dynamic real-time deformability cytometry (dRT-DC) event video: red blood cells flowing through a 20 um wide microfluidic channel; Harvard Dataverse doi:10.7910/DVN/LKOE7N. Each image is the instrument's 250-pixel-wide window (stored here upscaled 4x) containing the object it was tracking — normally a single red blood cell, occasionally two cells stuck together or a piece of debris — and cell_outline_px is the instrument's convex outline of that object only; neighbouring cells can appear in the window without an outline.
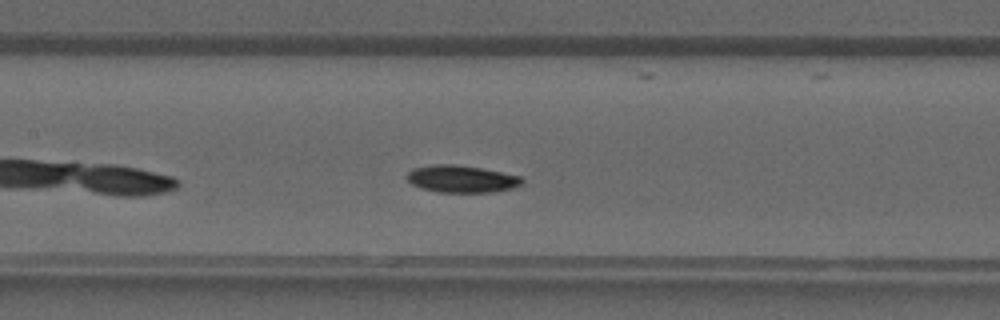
{"species": "common noctule bat (a hibernating species)", "species_latin": "Nyctalus noctula", "temperature_condition": "warm", "stored_images_in_passage": 30, "camera_frame_rate_fps": 3000, "um_per_image_px": 0.085, "animal": {"sex": "male", "forearm_length_mm": 52.5}, "frame": {"image": 1, "passage_image": 9, "time_ms": 2.667, "image_size_px": [1000, 320], "cell_outline_px": [[524, 184], [512, 188], [492, 192], [440, 192], [420, 188], [412, 184], [408, 180], [408, 172], [412, 168], [436, 164], [456, 164], [480, 168], [520, 176], [524, 180]], "centroid_in_image_um": [39.24, 15.21], "position_along_channel_um": 168.2, "area_um2": 18.15}}
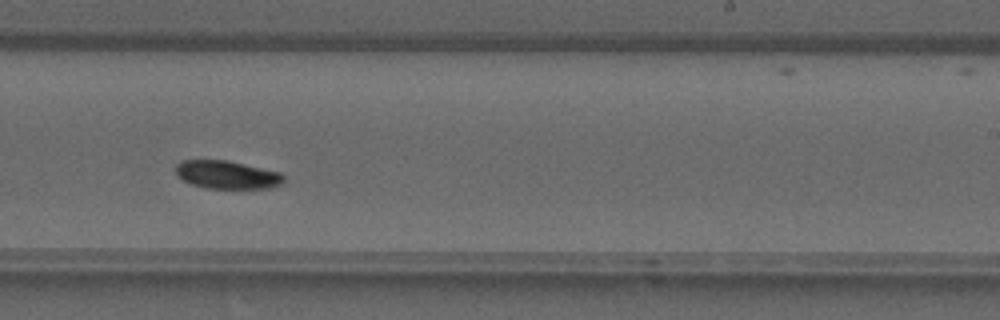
{"frame": {"image": 2, "passage_image": 15, "time_ms": 4.667, "image_size_px": [1000, 320], "cell_outline_px": [[284, 184], [268, 188], [208, 188], [192, 184], [184, 180], [176, 172], [176, 164], [180, 160], [228, 160], [280, 172], [284, 176]], "centroid_in_image_um": [19.33, 14.84], "position_along_channel_um": 269.7, "area_um2": 17.63}}
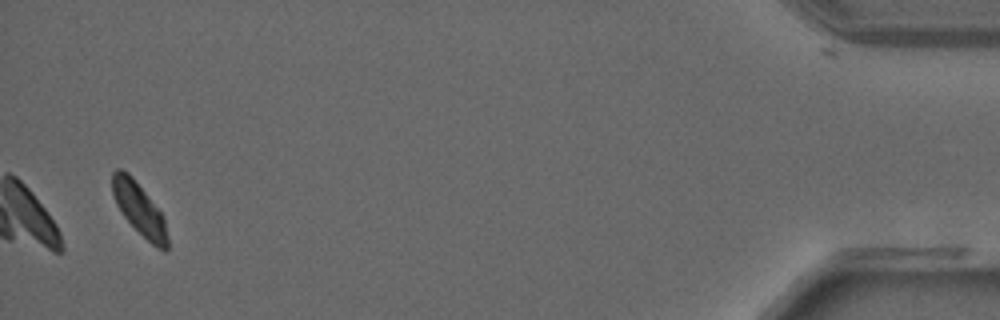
{"frame": {"image": 3, "passage_image": 29, "time_ms": 9.333, "image_size_px": [1000, 320], "cell_outline_px": [[168, 248], [164, 252], [156, 248], [124, 216], [116, 204], [112, 192], [112, 172], [116, 168], [120, 168], [128, 172], [132, 176], [160, 212], [164, 220], [168, 236]], "centroid_in_image_um": [11.83, 17.76], "position_along_channel_um": 423.4, "area_um2": 16.47}}